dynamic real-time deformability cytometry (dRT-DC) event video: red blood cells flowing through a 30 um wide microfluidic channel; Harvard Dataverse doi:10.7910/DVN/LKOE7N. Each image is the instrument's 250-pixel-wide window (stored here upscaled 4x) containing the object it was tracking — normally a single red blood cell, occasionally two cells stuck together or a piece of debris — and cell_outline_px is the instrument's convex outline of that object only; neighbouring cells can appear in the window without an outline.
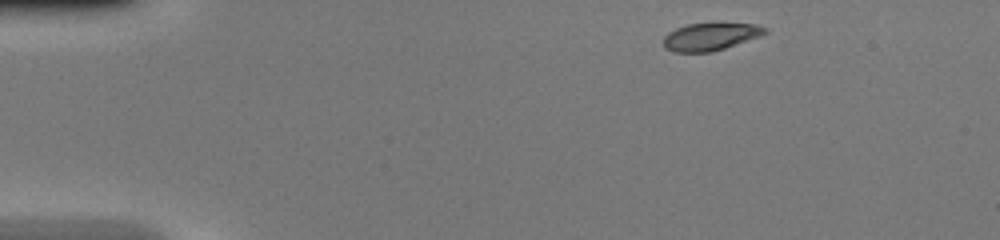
{"species": "common noctule bat (a hibernating species)", "species_latin": "Nyctalus noctula", "temperature_condition": "warm", "stored_images_in_passage": 42, "camera_frame_rate_fps": 3000, "um_per_image_px": 0.085, "animal": {"sex": "female", "body_mass_g": 20.0, "forearm_length_mm": 54.0}, "frame": {"image": 1, "passage_image": 1, "time_ms": 0.0, "image_size_px": [1000, 240], "cell_outline_px": [[768, 32], [760, 36], [712, 52], [672, 52], [664, 48], [664, 36], [668, 32], [676, 28], [688, 24], [716, 20], [756, 24], [768, 28]], "centroid_in_image_um": [60.41, 3.06], "position_along_channel_um": 24.6, "area_um2": 17.11}}
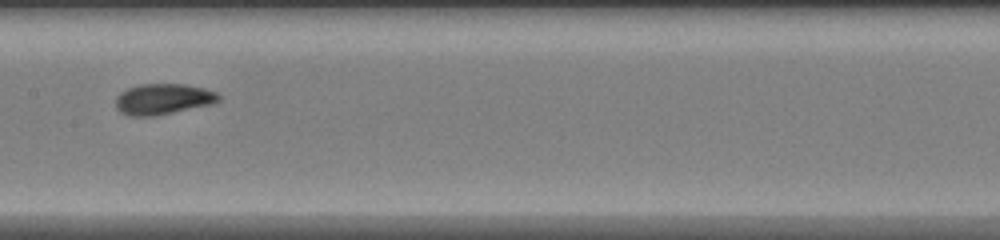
{"frame": {"image": 2, "passage_image": 19, "time_ms": 6.0, "image_size_px": [1000, 240], "cell_outline_px": [[220, 100], [216, 104], [156, 116], [128, 116], [120, 112], [116, 108], [116, 96], [120, 92], [128, 88], [140, 84], [184, 84], [204, 88], [216, 92], [220, 96]], "centroid_in_image_um": [13.88, 8.43], "position_along_channel_um": 193.5, "area_um2": 18.84}}
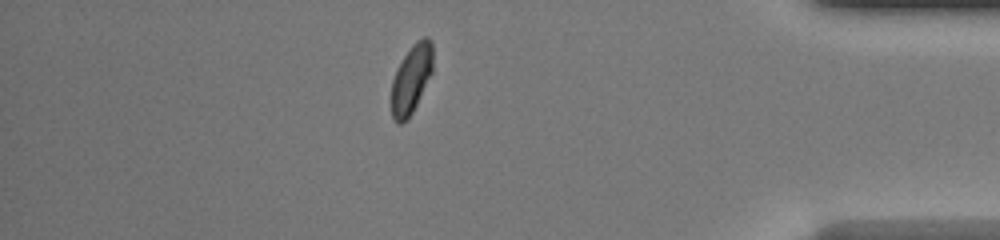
{"frame": {"image": 3, "passage_image": 36, "time_ms": 11.667, "image_size_px": [1000, 240], "cell_outline_px": [[432, 72], [408, 120], [400, 124], [396, 124], [392, 120], [388, 100], [392, 80], [396, 68], [412, 44], [416, 40], [424, 36], [428, 36], [432, 40]], "centroid_in_image_um": [34.89, 6.76], "position_along_channel_um": 400.3, "area_um2": 17.22}, "authors_computed_cell_mechanics": {"area_um2": 17.7157, "velocity_mm_per_s": 4.2556, "shape_relaxation_time_tau1_ms": 4.6709, "shape_relaxation_time_tau2_ms": 1.1285, "deformation_change_tau1": 0.1562, "deformation_change_tau2": 0.037}}